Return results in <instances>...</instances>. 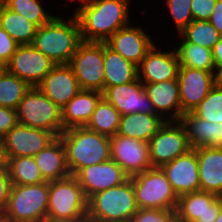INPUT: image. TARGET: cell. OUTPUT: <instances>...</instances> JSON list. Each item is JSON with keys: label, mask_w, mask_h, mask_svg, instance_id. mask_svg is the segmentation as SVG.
<instances>
[{"label": "cell", "mask_w": 222, "mask_h": 222, "mask_svg": "<svg viewBox=\"0 0 222 222\" xmlns=\"http://www.w3.org/2000/svg\"><path fill=\"white\" fill-rule=\"evenodd\" d=\"M75 177L87 199L97 192L118 186L129 178L112 159L84 167Z\"/></svg>", "instance_id": "obj_18"}, {"label": "cell", "mask_w": 222, "mask_h": 222, "mask_svg": "<svg viewBox=\"0 0 222 222\" xmlns=\"http://www.w3.org/2000/svg\"><path fill=\"white\" fill-rule=\"evenodd\" d=\"M187 133L190 149L222 147V123L203 120L193 112L184 113L180 119Z\"/></svg>", "instance_id": "obj_24"}, {"label": "cell", "mask_w": 222, "mask_h": 222, "mask_svg": "<svg viewBox=\"0 0 222 222\" xmlns=\"http://www.w3.org/2000/svg\"><path fill=\"white\" fill-rule=\"evenodd\" d=\"M138 208L176 210L178 196L160 167L130 177Z\"/></svg>", "instance_id": "obj_8"}, {"label": "cell", "mask_w": 222, "mask_h": 222, "mask_svg": "<svg viewBox=\"0 0 222 222\" xmlns=\"http://www.w3.org/2000/svg\"><path fill=\"white\" fill-rule=\"evenodd\" d=\"M8 173L12 185H31L46 182L33 156L8 158Z\"/></svg>", "instance_id": "obj_32"}, {"label": "cell", "mask_w": 222, "mask_h": 222, "mask_svg": "<svg viewBox=\"0 0 222 222\" xmlns=\"http://www.w3.org/2000/svg\"><path fill=\"white\" fill-rule=\"evenodd\" d=\"M102 97L121 115L139 112L157 114L139 78L127 84L104 88Z\"/></svg>", "instance_id": "obj_15"}, {"label": "cell", "mask_w": 222, "mask_h": 222, "mask_svg": "<svg viewBox=\"0 0 222 222\" xmlns=\"http://www.w3.org/2000/svg\"><path fill=\"white\" fill-rule=\"evenodd\" d=\"M55 65L30 44L17 46L6 69L24 80L30 87H37Z\"/></svg>", "instance_id": "obj_11"}, {"label": "cell", "mask_w": 222, "mask_h": 222, "mask_svg": "<svg viewBox=\"0 0 222 222\" xmlns=\"http://www.w3.org/2000/svg\"><path fill=\"white\" fill-rule=\"evenodd\" d=\"M181 117L192 112L215 86L214 72L179 66Z\"/></svg>", "instance_id": "obj_13"}, {"label": "cell", "mask_w": 222, "mask_h": 222, "mask_svg": "<svg viewBox=\"0 0 222 222\" xmlns=\"http://www.w3.org/2000/svg\"><path fill=\"white\" fill-rule=\"evenodd\" d=\"M180 38L179 45L175 48L179 65L215 72L212 50L191 42H185Z\"/></svg>", "instance_id": "obj_30"}, {"label": "cell", "mask_w": 222, "mask_h": 222, "mask_svg": "<svg viewBox=\"0 0 222 222\" xmlns=\"http://www.w3.org/2000/svg\"><path fill=\"white\" fill-rule=\"evenodd\" d=\"M160 168L178 197L200 190L198 160L195 149L188 150L185 154L163 164Z\"/></svg>", "instance_id": "obj_19"}, {"label": "cell", "mask_w": 222, "mask_h": 222, "mask_svg": "<svg viewBox=\"0 0 222 222\" xmlns=\"http://www.w3.org/2000/svg\"><path fill=\"white\" fill-rule=\"evenodd\" d=\"M59 137L66 150V163L71 175L82 168L111 159L110 137L84 127L65 129Z\"/></svg>", "instance_id": "obj_3"}, {"label": "cell", "mask_w": 222, "mask_h": 222, "mask_svg": "<svg viewBox=\"0 0 222 222\" xmlns=\"http://www.w3.org/2000/svg\"><path fill=\"white\" fill-rule=\"evenodd\" d=\"M101 98L102 92L81 89L62 108L63 129L86 126Z\"/></svg>", "instance_id": "obj_25"}, {"label": "cell", "mask_w": 222, "mask_h": 222, "mask_svg": "<svg viewBox=\"0 0 222 222\" xmlns=\"http://www.w3.org/2000/svg\"><path fill=\"white\" fill-rule=\"evenodd\" d=\"M138 78V66L104 42V88L130 83Z\"/></svg>", "instance_id": "obj_28"}, {"label": "cell", "mask_w": 222, "mask_h": 222, "mask_svg": "<svg viewBox=\"0 0 222 222\" xmlns=\"http://www.w3.org/2000/svg\"><path fill=\"white\" fill-rule=\"evenodd\" d=\"M19 124L40 128L56 137L64 131L62 109L38 87H30L16 108Z\"/></svg>", "instance_id": "obj_7"}, {"label": "cell", "mask_w": 222, "mask_h": 222, "mask_svg": "<svg viewBox=\"0 0 222 222\" xmlns=\"http://www.w3.org/2000/svg\"><path fill=\"white\" fill-rule=\"evenodd\" d=\"M49 182L12 185L4 222H44L47 220Z\"/></svg>", "instance_id": "obj_6"}, {"label": "cell", "mask_w": 222, "mask_h": 222, "mask_svg": "<svg viewBox=\"0 0 222 222\" xmlns=\"http://www.w3.org/2000/svg\"><path fill=\"white\" fill-rule=\"evenodd\" d=\"M8 169V156L3 138H0V171Z\"/></svg>", "instance_id": "obj_45"}, {"label": "cell", "mask_w": 222, "mask_h": 222, "mask_svg": "<svg viewBox=\"0 0 222 222\" xmlns=\"http://www.w3.org/2000/svg\"><path fill=\"white\" fill-rule=\"evenodd\" d=\"M57 137L46 130L17 123L4 137L8 158L34 156Z\"/></svg>", "instance_id": "obj_16"}, {"label": "cell", "mask_w": 222, "mask_h": 222, "mask_svg": "<svg viewBox=\"0 0 222 222\" xmlns=\"http://www.w3.org/2000/svg\"><path fill=\"white\" fill-rule=\"evenodd\" d=\"M129 24L116 31L105 43L126 60L139 66L146 52L153 46L154 40L145 29Z\"/></svg>", "instance_id": "obj_20"}, {"label": "cell", "mask_w": 222, "mask_h": 222, "mask_svg": "<svg viewBox=\"0 0 222 222\" xmlns=\"http://www.w3.org/2000/svg\"><path fill=\"white\" fill-rule=\"evenodd\" d=\"M17 123L16 110L0 106V138H3Z\"/></svg>", "instance_id": "obj_42"}, {"label": "cell", "mask_w": 222, "mask_h": 222, "mask_svg": "<svg viewBox=\"0 0 222 222\" xmlns=\"http://www.w3.org/2000/svg\"><path fill=\"white\" fill-rule=\"evenodd\" d=\"M212 55H213L215 69L219 66H222V37L214 45L212 49Z\"/></svg>", "instance_id": "obj_44"}, {"label": "cell", "mask_w": 222, "mask_h": 222, "mask_svg": "<svg viewBox=\"0 0 222 222\" xmlns=\"http://www.w3.org/2000/svg\"><path fill=\"white\" fill-rule=\"evenodd\" d=\"M0 26L18 45L32 44L38 28L24 16L7 8L2 2H0Z\"/></svg>", "instance_id": "obj_29"}, {"label": "cell", "mask_w": 222, "mask_h": 222, "mask_svg": "<svg viewBox=\"0 0 222 222\" xmlns=\"http://www.w3.org/2000/svg\"><path fill=\"white\" fill-rule=\"evenodd\" d=\"M37 87L61 109L81 91L68 64L55 65Z\"/></svg>", "instance_id": "obj_21"}, {"label": "cell", "mask_w": 222, "mask_h": 222, "mask_svg": "<svg viewBox=\"0 0 222 222\" xmlns=\"http://www.w3.org/2000/svg\"><path fill=\"white\" fill-rule=\"evenodd\" d=\"M41 0H1L12 11L24 16L28 21L40 27L48 23L54 15L45 9Z\"/></svg>", "instance_id": "obj_35"}, {"label": "cell", "mask_w": 222, "mask_h": 222, "mask_svg": "<svg viewBox=\"0 0 222 222\" xmlns=\"http://www.w3.org/2000/svg\"><path fill=\"white\" fill-rule=\"evenodd\" d=\"M68 65L83 90H104V42L83 41Z\"/></svg>", "instance_id": "obj_9"}, {"label": "cell", "mask_w": 222, "mask_h": 222, "mask_svg": "<svg viewBox=\"0 0 222 222\" xmlns=\"http://www.w3.org/2000/svg\"><path fill=\"white\" fill-rule=\"evenodd\" d=\"M137 210L129 177L122 184L97 192L88 198L87 221L130 222Z\"/></svg>", "instance_id": "obj_4"}, {"label": "cell", "mask_w": 222, "mask_h": 222, "mask_svg": "<svg viewBox=\"0 0 222 222\" xmlns=\"http://www.w3.org/2000/svg\"><path fill=\"white\" fill-rule=\"evenodd\" d=\"M222 37V0H216L213 13L208 20Z\"/></svg>", "instance_id": "obj_43"}, {"label": "cell", "mask_w": 222, "mask_h": 222, "mask_svg": "<svg viewBox=\"0 0 222 222\" xmlns=\"http://www.w3.org/2000/svg\"><path fill=\"white\" fill-rule=\"evenodd\" d=\"M120 120L121 114L118 110L102 97L85 127L101 135L113 137L118 132Z\"/></svg>", "instance_id": "obj_31"}, {"label": "cell", "mask_w": 222, "mask_h": 222, "mask_svg": "<svg viewBox=\"0 0 222 222\" xmlns=\"http://www.w3.org/2000/svg\"><path fill=\"white\" fill-rule=\"evenodd\" d=\"M216 0H192L191 12L193 20L208 21L213 13Z\"/></svg>", "instance_id": "obj_40"}, {"label": "cell", "mask_w": 222, "mask_h": 222, "mask_svg": "<svg viewBox=\"0 0 222 222\" xmlns=\"http://www.w3.org/2000/svg\"><path fill=\"white\" fill-rule=\"evenodd\" d=\"M192 112L203 120L222 123V88L214 86Z\"/></svg>", "instance_id": "obj_36"}, {"label": "cell", "mask_w": 222, "mask_h": 222, "mask_svg": "<svg viewBox=\"0 0 222 222\" xmlns=\"http://www.w3.org/2000/svg\"><path fill=\"white\" fill-rule=\"evenodd\" d=\"M143 87L157 114L165 121H180L181 103L177 79L143 83Z\"/></svg>", "instance_id": "obj_22"}, {"label": "cell", "mask_w": 222, "mask_h": 222, "mask_svg": "<svg viewBox=\"0 0 222 222\" xmlns=\"http://www.w3.org/2000/svg\"><path fill=\"white\" fill-rule=\"evenodd\" d=\"M33 157L46 182L60 180L71 175L66 163L65 146L60 137Z\"/></svg>", "instance_id": "obj_26"}, {"label": "cell", "mask_w": 222, "mask_h": 222, "mask_svg": "<svg viewBox=\"0 0 222 222\" xmlns=\"http://www.w3.org/2000/svg\"><path fill=\"white\" fill-rule=\"evenodd\" d=\"M215 86L222 88V66L215 69L214 72Z\"/></svg>", "instance_id": "obj_46"}, {"label": "cell", "mask_w": 222, "mask_h": 222, "mask_svg": "<svg viewBox=\"0 0 222 222\" xmlns=\"http://www.w3.org/2000/svg\"><path fill=\"white\" fill-rule=\"evenodd\" d=\"M177 36L185 42H191L211 50L221 38L216 28L205 20H192Z\"/></svg>", "instance_id": "obj_34"}, {"label": "cell", "mask_w": 222, "mask_h": 222, "mask_svg": "<svg viewBox=\"0 0 222 222\" xmlns=\"http://www.w3.org/2000/svg\"><path fill=\"white\" fill-rule=\"evenodd\" d=\"M111 159L129 176L152 168L149 142L119 134L110 137Z\"/></svg>", "instance_id": "obj_12"}, {"label": "cell", "mask_w": 222, "mask_h": 222, "mask_svg": "<svg viewBox=\"0 0 222 222\" xmlns=\"http://www.w3.org/2000/svg\"><path fill=\"white\" fill-rule=\"evenodd\" d=\"M30 86L7 69L0 75V106L16 110Z\"/></svg>", "instance_id": "obj_33"}, {"label": "cell", "mask_w": 222, "mask_h": 222, "mask_svg": "<svg viewBox=\"0 0 222 222\" xmlns=\"http://www.w3.org/2000/svg\"><path fill=\"white\" fill-rule=\"evenodd\" d=\"M87 201L77 178L49 182L48 222H87Z\"/></svg>", "instance_id": "obj_5"}, {"label": "cell", "mask_w": 222, "mask_h": 222, "mask_svg": "<svg viewBox=\"0 0 222 222\" xmlns=\"http://www.w3.org/2000/svg\"><path fill=\"white\" fill-rule=\"evenodd\" d=\"M82 42L75 15L68 20L55 15L37 28L32 45L57 65L68 64Z\"/></svg>", "instance_id": "obj_2"}, {"label": "cell", "mask_w": 222, "mask_h": 222, "mask_svg": "<svg viewBox=\"0 0 222 222\" xmlns=\"http://www.w3.org/2000/svg\"><path fill=\"white\" fill-rule=\"evenodd\" d=\"M200 190L222 196V147L196 148Z\"/></svg>", "instance_id": "obj_23"}, {"label": "cell", "mask_w": 222, "mask_h": 222, "mask_svg": "<svg viewBox=\"0 0 222 222\" xmlns=\"http://www.w3.org/2000/svg\"><path fill=\"white\" fill-rule=\"evenodd\" d=\"M191 2L192 0H166L169 14L173 18L172 21L175 22L174 24L178 34L193 20Z\"/></svg>", "instance_id": "obj_37"}, {"label": "cell", "mask_w": 222, "mask_h": 222, "mask_svg": "<svg viewBox=\"0 0 222 222\" xmlns=\"http://www.w3.org/2000/svg\"><path fill=\"white\" fill-rule=\"evenodd\" d=\"M222 207V196L196 191L178 198L177 222H215Z\"/></svg>", "instance_id": "obj_14"}, {"label": "cell", "mask_w": 222, "mask_h": 222, "mask_svg": "<svg viewBox=\"0 0 222 222\" xmlns=\"http://www.w3.org/2000/svg\"><path fill=\"white\" fill-rule=\"evenodd\" d=\"M164 123L159 114L139 112L121 115L117 134L149 142Z\"/></svg>", "instance_id": "obj_27"}, {"label": "cell", "mask_w": 222, "mask_h": 222, "mask_svg": "<svg viewBox=\"0 0 222 222\" xmlns=\"http://www.w3.org/2000/svg\"><path fill=\"white\" fill-rule=\"evenodd\" d=\"M190 150L187 133L180 121H165L149 140L152 167H161Z\"/></svg>", "instance_id": "obj_10"}, {"label": "cell", "mask_w": 222, "mask_h": 222, "mask_svg": "<svg viewBox=\"0 0 222 222\" xmlns=\"http://www.w3.org/2000/svg\"><path fill=\"white\" fill-rule=\"evenodd\" d=\"M17 46L15 40L0 26V63L6 66Z\"/></svg>", "instance_id": "obj_39"}, {"label": "cell", "mask_w": 222, "mask_h": 222, "mask_svg": "<svg viewBox=\"0 0 222 222\" xmlns=\"http://www.w3.org/2000/svg\"><path fill=\"white\" fill-rule=\"evenodd\" d=\"M130 222H177L176 210L138 208Z\"/></svg>", "instance_id": "obj_38"}, {"label": "cell", "mask_w": 222, "mask_h": 222, "mask_svg": "<svg viewBox=\"0 0 222 222\" xmlns=\"http://www.w3.org/2000/svg\"><path fill=\"white\" fill-rule=\"evenodd\" d=\"M11 187L12 183L9 177L8 169L1 170L0 171V221L3 220V217L6 212Z\"/></svg>", "instance_id": "obj_41"}, {"label": "cell", "mask_w": 222, "mask_h": 222, "mask_svg": "<svg viewBox=\"0 0 222 222\" xmlns=\"http://www.w3.org/2000/svg\"><path fill=\"white\" fill-rule=\"evenodd\" d=\"M67 1H76V0H67ZM89 0H77V2H80L81 4H84V3H86V2H88Z\"/></svg>", "instance_id": "obj_49"}, {"label": "cell", "mask_w": 222, "mask_h": 222, "mask_svg": "<svg viewBox=\"0 0 222 222\" xmlns=\"http://www.w3.org/2000/svg\"><path fill=\"white\" fill-rule=\"evenodd\" d=\"M130 0H89L74 7L82 40L105 42L116 31L130 24ZM82 5V6H81Z\"/></svg>", "instance_id": "obj_1"}, {"label": "cell", "mask_w": 222, "mask_h": 222, "mask_svg": "<svg viewBox=\"0 0 222 222\" xmlns=\"http://www.w3.org/2000/svg\"><path fill=\"white\" fill-rule=\"evenodd\" d=\"M6 69V66L0 63V75L3 73V71Z\"/></svg>", "instance_id": "obj_48"}, {"label": "cell", "mask_w": 222, "mask_h": 222, "mask_svg": "<svg viewBox=\"0 0 222 222\" xmlns=\"http://www.w3.org/2000/svg\"><path fill=\"white\" fill-rule=\"evenodd\" d=\"M156 43L146 52L138 66V78L142 83H158L177 79L179 59L176 50L162 51Z\"/></svg>", "instance_id": "obj_17"}, {"label": "cell", "mask_w": 222, "mask_h": 222, "mask_svg": "<svg viewBox=\"0 0 222 222\" xmlns=\"http://www.w3.org/2000/svg\"><path fill=\"white\" fill-rule=\"evenodd\" d=\"M87 222H116V221H87Z\"/></svg>", "instance_id": "obj_50"}, {"label": "cell", "mask_w": 222, "mask_h": 222, "mask_svg": "<svg viewBox=\"0 0 222 222\" xmlns=\"http://www.w3.org/2000/svg\"><path fill=\"white\" fill-rule=\"evenodd\" d=\"M215 222H222V207H221V210H220Z\"/></svg>", "instance_id": "obj_47"}]
</instances>
